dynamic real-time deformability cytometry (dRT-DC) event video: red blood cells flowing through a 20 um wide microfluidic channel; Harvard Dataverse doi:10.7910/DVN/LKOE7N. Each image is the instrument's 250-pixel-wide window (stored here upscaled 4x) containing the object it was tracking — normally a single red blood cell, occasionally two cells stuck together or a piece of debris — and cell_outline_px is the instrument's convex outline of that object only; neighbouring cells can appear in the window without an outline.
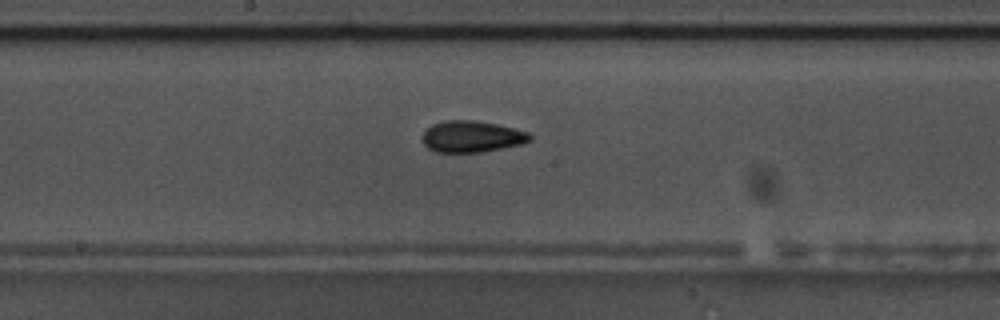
{"species": "common noctule bat (a hibernating species)", "species_latin": "Nyctalus noctula", "temperature_condition": "warm", "stored_images_in_passage": 40, "camera_frame_rate_fps": 3000, "um_per_image_px": 0.085, "animal": {"sex": "male", "body_mass_g": 17.5, "forearm_length_mm": 52.3}, "frame": {"image": 1, "passage_image": 14, "time_ms": 4.333, "image_size_px": [1000, 320], "cell_outline_px": [[532, 140], [520, 144], [480, 152], [436, 152], [428, 148], [420, 140], [424, 132], [432, 124], [444, 120], [476, 120], [496, 124], [528, 132], [532, 136]], "centroid_in_image_um": [40.06, 11.6], "position_along_channel_um": 208.1, "area_um2": 19.65}}
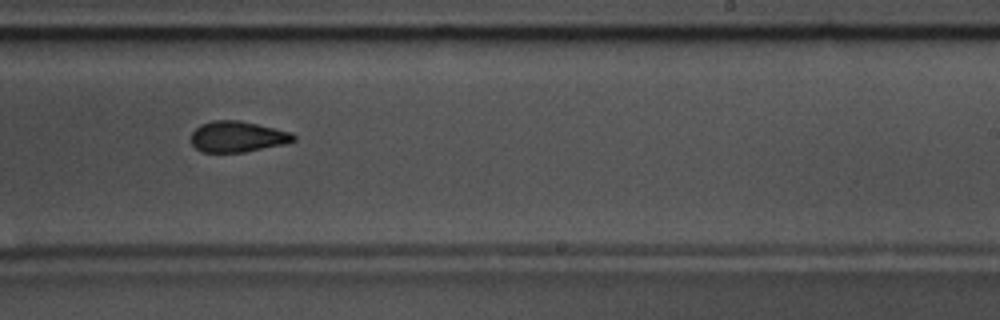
{"frame": {"image": 2, "passage_image": 19, "time_ms": 6.0, "image_size_px": [1000, 320], "cell_outline_px": [[296, 140], [284, 144], [244, 152], [204, 152], [196, 148], [192, 144], [192, 132], [200, 124], [212, 120], [240, 120], [292, 132], [296, 136]], "centroid_in_image_um": [20.2, 11.61], "position_along_channel_um": 268.8, "area_um2": 18.44}, "authors_computed_cell_mechanics": {"area_um2": 18.7272, "velocity_mm_per_s": 3.6458, "shape_relaxation_time_tau1_ms": null, "shape_relaxation_time_tau2_ms": 5.6791, "deformation_change_tau1": null, "deformation_change_tau2": 0.1007}}